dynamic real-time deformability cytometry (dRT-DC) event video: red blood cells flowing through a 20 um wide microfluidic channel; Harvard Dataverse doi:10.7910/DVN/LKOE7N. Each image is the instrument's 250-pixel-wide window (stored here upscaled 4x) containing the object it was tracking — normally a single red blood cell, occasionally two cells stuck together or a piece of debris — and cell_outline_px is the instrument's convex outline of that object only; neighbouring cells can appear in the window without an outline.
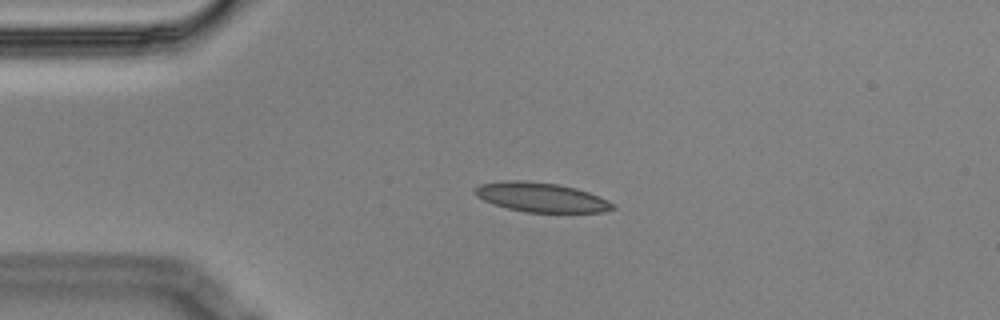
{"species": "Egyptian fruit bat (a non-hibernating species)", "species_latin": "Rousettus aegyptiacus", "temperature_condition": "cold", "stored_images_in_passage": 3, "camera_frame_rate_fps": 3000, "um_per_image_px": 0.085, "animal": {"sex": "male"}, "frame": {"image": 1, "passage_image": 3, "time_ms": 0.667, "image_size_px": [1000, 320], "cell_outline_px": [[616, 208], [604, 212], [524, 212], [492, 204], [476, 196], [472, 192], [480, 184], [504, 180], [524, 180], [556, 184], [576, 188], [588, 192], [608, 200], [616, 204]], "centroid_in_image_um": [45.99, 16.77], "position_along_channel_um": 39.0, "area_um2": 23.7}}